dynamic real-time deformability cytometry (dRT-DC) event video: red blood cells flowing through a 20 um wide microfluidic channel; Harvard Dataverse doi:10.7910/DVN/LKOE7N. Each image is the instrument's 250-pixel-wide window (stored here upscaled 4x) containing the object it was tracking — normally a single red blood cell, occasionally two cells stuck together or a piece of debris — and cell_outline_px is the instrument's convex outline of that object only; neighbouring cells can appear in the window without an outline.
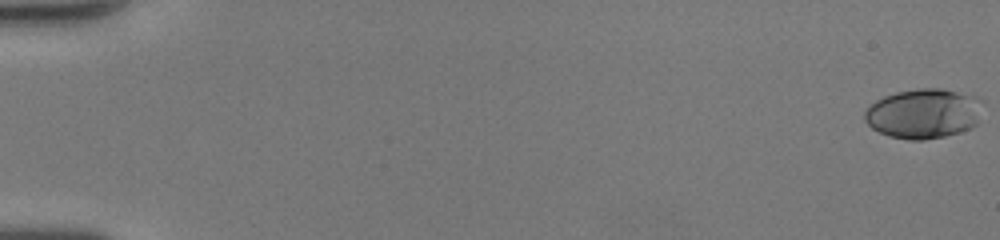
{"species": "human", "species_latin": "Homo sapiens", "temperature_condition": "room temperature", "stored_images_in_passage": 51, "camera_frame_rate_fps": 3000, "um_per_image_px": 0.085, "donor": {"sex": "female"}, "frame": {"image": 1, "passage_image": 1, "time_ms": 0.0, "image_size_px": [1000, 240], "cell_outline_px": [[976, 124], [972, 128], [960, 132], [944, 136], [924, 140], [908, 140], [888, 136], [872, 128], [864, 120], [864, 112], [876, 100], [884, 96], [896, 92], [916, 88], [940, 88], [956, 92], [964, 96], [976, 120]], "centroid_in_image_um": [78.25, 9.7], "position_along_channel_um": 6.8, "area_um2": 32.43}}
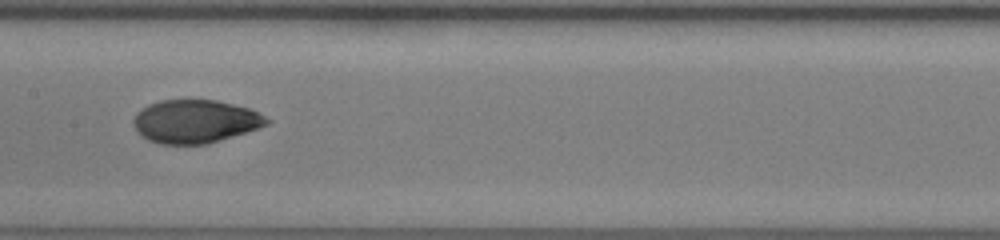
{"frame": {"image": 2, "passage_image": 28, "time_ms": 9.0, "image_size_px": [1000, 240], "cell_outline_px": [[272, 120], [268, 124], [208, 144], [160, 144], [148, 140], [132, 124], [132, 120], [136, 112], [148, 104], [160, 100], [216, 100], [248, 108]], "centroid_in_image_um": [16.56, 10.31], "position_along_channel_um": 190.8, "area_um2": 33.29}}
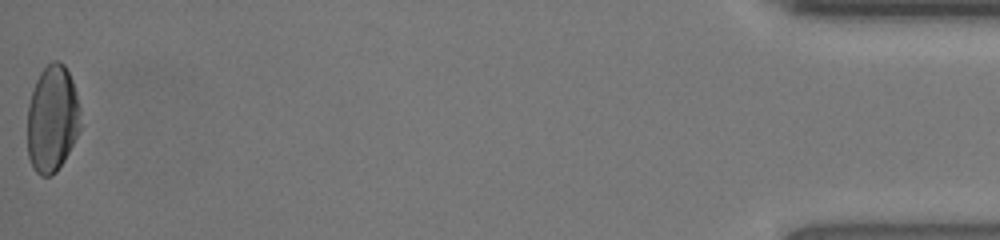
{"frame": {"image": 3, "passage_image": 51, "time_ms": 16.667, "image_size_px": [1000, 240], "cell_outline_px": [[80, 128], [64, 160], [56, 172], [52, 176], [40, 176], [32, 168], [28, 156], [28, 104], [36, 80], [40, 72], [52, 60], [56, 60], [64, 64], [72, 80], [76, 92], [80, 108]], "centroid_in_image_um": [4.43, 10.11], "position_along_channel_um": 430.8, "area_um2": 33.06}, "authors_computed_cell_mechanics": {"area_um2": 33.2928, "velocity_mm_per_s": 4.3211, "shape_relaxation_time_tau1_ms": 6.3653, "shape_relaxation_time_tau2_ms": 1.2384, "deformation_change_tau1": 0.219, "deformation_change_tau2": 0.0499}}